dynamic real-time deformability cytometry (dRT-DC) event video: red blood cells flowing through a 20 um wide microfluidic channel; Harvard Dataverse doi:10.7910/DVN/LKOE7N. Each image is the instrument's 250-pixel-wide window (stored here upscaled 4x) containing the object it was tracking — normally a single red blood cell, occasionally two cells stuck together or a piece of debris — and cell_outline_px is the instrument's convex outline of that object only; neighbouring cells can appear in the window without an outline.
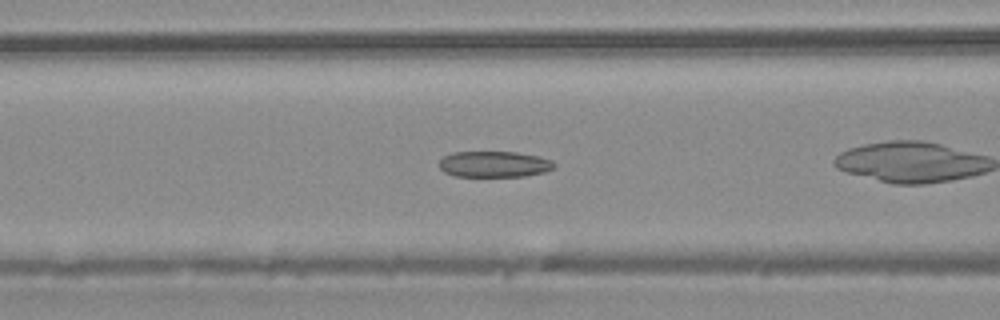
{"species": "common noctule bat (a hibernating species)", "species_latin": "Nyctalus noctula", "temperature_condition": "warm", "stored_images_in_passage": 26, "camera_frame_rate_fps": 3000, "um_per_image_px": 0.085, "animal": {"sex": "male", "body_mass_g": 20.4}, "frame": {"image": 1, "passage_image": 5, "time_ms": 1.333, "image_size_px": [1000, 320], "cell_outline_px": [[556, 168], [544, 172], [524, 176], [456, 176], [444, 172], [440, 168], [440, 160], [444, 156], [452, 152], [516, 152], [536, 156], [552, 160], [556, 164]], "centroid_in_image_um": [42.02, 13.95], "position_along_channel_um": 124.6, "area_um2": 17.4}}